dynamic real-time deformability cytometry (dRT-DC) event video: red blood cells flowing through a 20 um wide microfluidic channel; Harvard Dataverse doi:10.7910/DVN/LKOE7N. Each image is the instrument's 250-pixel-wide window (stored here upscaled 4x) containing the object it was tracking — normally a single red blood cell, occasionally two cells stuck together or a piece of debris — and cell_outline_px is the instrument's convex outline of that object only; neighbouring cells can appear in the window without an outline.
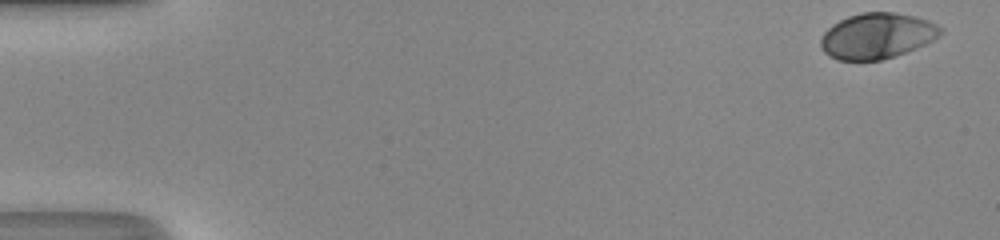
{"species": "human", "species_latin": "Homo sapiens", "temperature_condition": "room temperature", "stored_images_in_passage": 48, "camera_frame_rate_fps": 3000, "um_per_image_px": 0.085, "donor": {"sex": "male"}, "frame": {"image": 1, "passage_image": 1, "time_ms": 0.0, "image_size_px": [1000, 240], "cell_outline_px": [[944, 32], [940, 36], [916, 48], [896, 56], [880, 60], [836, 60], [828, 56], [820, 48], [820, 40], [824, 32], [832, 24], [848, 16], [864, 12], [896, 12], [916, 16], [928, 20], [944, 28]], "centroid_in_image_um": [74.55, 3.05], "position_along_channel_um": 10.4, "area_um2": 32.19}}
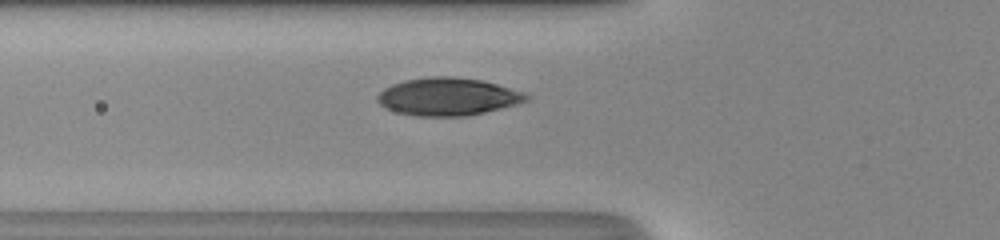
{"frame": {"image": 2, "passage_image": 18, "time_ms": 5.667, "image_size_px": [1000, 240], "cell_outline_px": [[532, 100], [468, 116], [416, 116], [400, 112], [388, 108], [380, 104], [376, 100], [376, 96], [384, 88], [392, 84], [404, 80], [432, 76], [452, 76], [480, 80], [496, 84], [524, 92], [532, 96]], "centroid_in_image_um": [38.09, 8.21], "position_along_channel_um": 87.7, "area_um2": 32.66}}
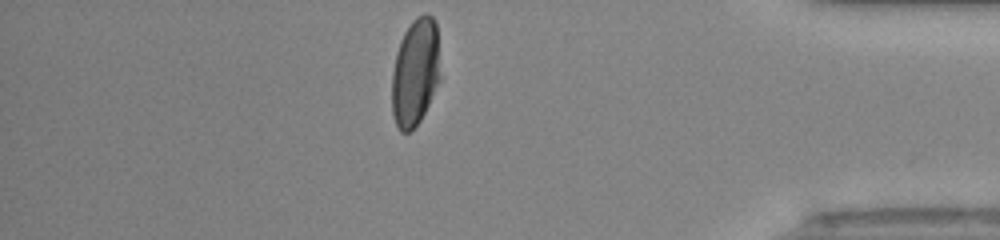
{"frame": {"image": 3, "passage_image": 42, "time_ms": 13.667, "image_size_px": [1000, 240], "cell_outline_px": [[440, 80], [420, 120], [408, 132], [400, 132], [396, 124], [392, 112], [392, 72], [396, 52], [400, 40], [404, 32], [412, 20], [416, 16], [424, 12], [428, 12], [436, 20], [440, 76]], "centroid_in_image_um": [35.29, 6.08], "position_along_channel_um": 399.9, "area_um2": 30.46}, "authors_computed_cell_mechanics": {"area_um2": 31.9345, "velocity_mm_per_s": 4.3215, "shape_relaxation_time_tau1_ms": 3.6314, "shape_relaxation_time_tau2_ms": null, "deformation_change_tau1": 0.2026, "deformation_change_tau2": null}}